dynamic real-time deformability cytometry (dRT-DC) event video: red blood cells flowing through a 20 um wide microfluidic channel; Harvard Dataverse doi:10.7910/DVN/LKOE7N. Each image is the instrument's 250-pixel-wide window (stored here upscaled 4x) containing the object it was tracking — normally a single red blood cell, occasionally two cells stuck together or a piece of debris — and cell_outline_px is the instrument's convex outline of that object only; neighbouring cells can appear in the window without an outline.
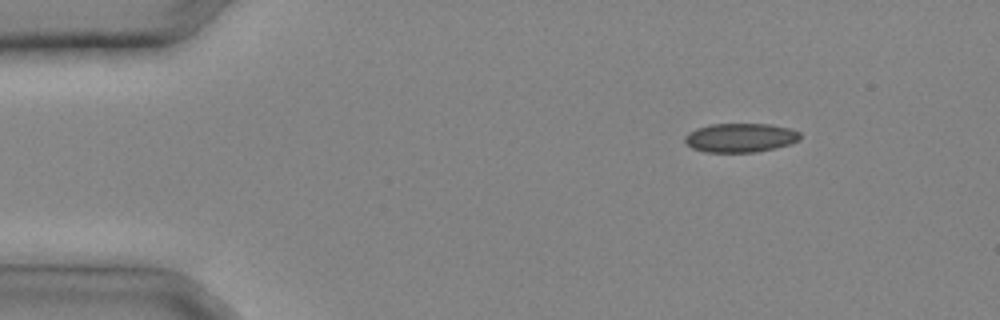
{"species": "common noctule bat (a hibernating species)", "species_latin": "Nyctalus noctula", "temperature_condition": "cold", "stored_images_in_passage": 13, "camera_frame_rate_fps": 3000, "um_per_image_px": 0.085, "animal": {"sex": "male", "body_mass_g": 20.4}, "frame": {"image": 1, "passage_image": 1, "time_ms": 0.0, "image_size_px": [1000, 320], "cell_outline_px": [[800, 140], [792, 144], [756, 152], [704, 152], [692, 148], [684, 140], [684, 136], [688, 132], [696, 128], [712, 124], [768, 124], [792, 128], [800, 132]], "centroid_in_image_um": [62.95, 11.7], "position_along_channel_um": 22.1, "area_um2": 19.65}}